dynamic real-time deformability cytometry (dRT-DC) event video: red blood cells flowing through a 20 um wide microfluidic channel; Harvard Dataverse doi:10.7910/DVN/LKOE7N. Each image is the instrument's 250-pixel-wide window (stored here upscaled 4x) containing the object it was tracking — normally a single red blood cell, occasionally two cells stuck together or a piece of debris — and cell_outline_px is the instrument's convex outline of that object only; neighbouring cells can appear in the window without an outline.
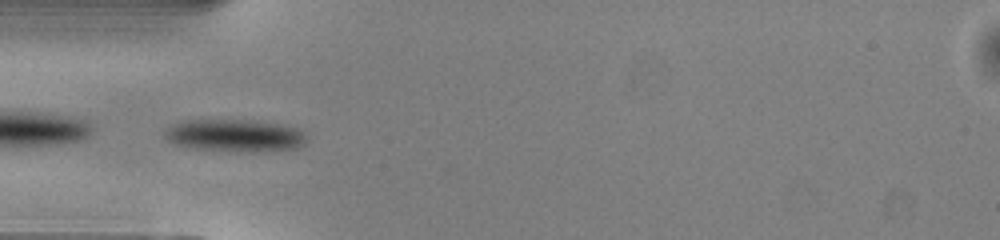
{"species": "common noctule bat (a hibernating species)", "species_latin": "Nyctalus noctula", "temperature_condition": "warm", "stored_images_in_passage": 33, "camera_frame_rate_fps": 3000, "um_per_image_px": 0.085, "animal": {"sex": "male", "body_mass_g": 13.0, "forearm_length_mm": 53.1}, "frame": {"image": 1, "passage_image": 1, "time_ms": 0.0, "image_size_px": [1000, 240], "cell_outline_px": [[308, 136], [304, 144], [300, 148], [264, 152], [248, 152], [192, 148], [176, 144], [168, 140], [164, 136], [164, 128], [188, 120], [256, 120], [284, 124], [300, 128]], "centroid_in_image_um": [20.07, 11.52], "position_along_channel_um": 64.9, "area_um2": 27.28}}
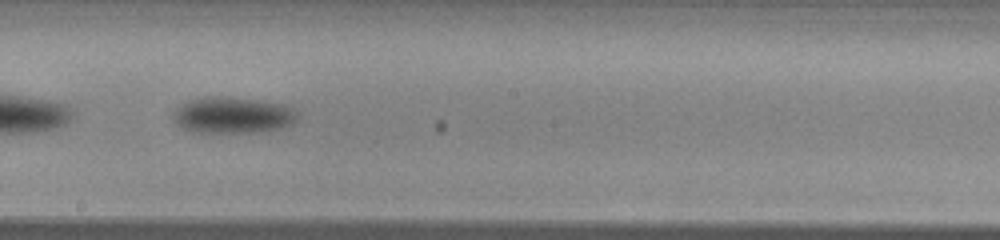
{"frame": {"image": 2, "passage_image": 13, "time_ms": 4.0, "image_size_px": [1000, 240], "cell_outline_px": [[296, 120], [292, 124], [280, 128], [252, 132], [192, 132], [176, 124], [172, 116], [172, 112], [176, 108], [192, 100], [204, 96], [228, 96], [260, 100], [284, 104], [292, 108], [296, 112]], "centroid_in_image_um": [19.76, 9.77], "position_along_channel_um": 228.4, "area_um2": 26.24}}
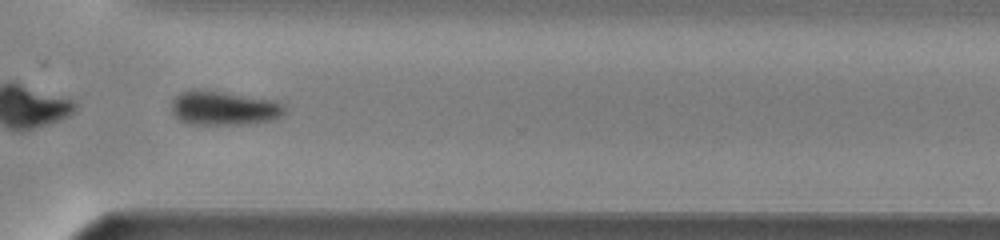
{"frame": {"image": 3, "passage_image": 22, "time_ms": 7.0, "image_size_px": [1000, 240], "cell_outline_px": [[284, 112], [276, 120], [248, 124], [188, 124], [180, 120], [172, 112], [172, 100], [180, 92], [192, 88], [204, 88], [276, 100], [284, 104]], "centroid_in_image_um": [19.03, 9.16], "position_along_channel_um": 351.6, "area_um2": 23.12}, "authors_computed_cell_mechanics": {"area_um2": 25.5476, "velocity_mm_per_s": 4.0971, "shape_relaxation_time_tau1_ms": 1.0923, "shape_relaxation_time_tau2_ms": null, "deformation_change_tau1": 0.0973, "deformation_change_tau2": null}}